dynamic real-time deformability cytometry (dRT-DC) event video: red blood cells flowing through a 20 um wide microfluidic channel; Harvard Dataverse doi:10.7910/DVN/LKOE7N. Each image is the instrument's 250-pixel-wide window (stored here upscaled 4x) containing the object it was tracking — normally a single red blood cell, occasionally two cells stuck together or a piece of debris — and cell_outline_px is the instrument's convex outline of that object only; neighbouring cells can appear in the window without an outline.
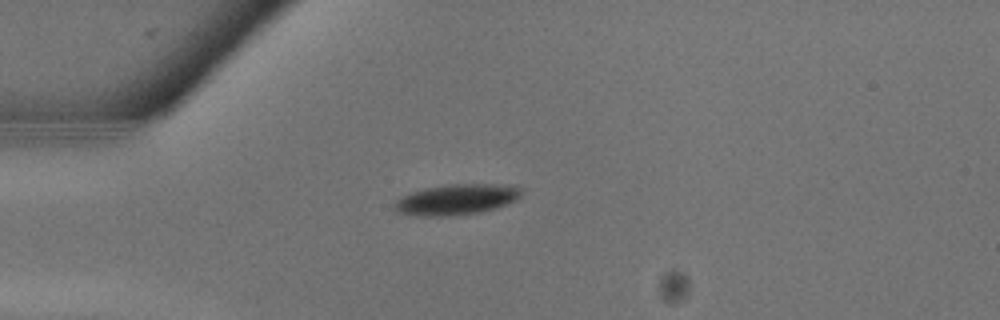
{"species": "common noctule bat (a hibernating species)", "species_latin": "Nyctalus noctula", "temperature_condition": "warm", "stored_images_in_passage": 8, "camera_frame_rate_fps": 3000, "um_per_image_px": 0.085, "animal": {"sex": "male", "body_mass_g": 13.3}, "frame": {"image": 1, "passage_image": 2, "time_ms": 0.333, "image_size_px": [1000, 320], "cell_outline_px": [[520, 196], [516, 200], [508, 204], [496, 208], [476, 212], [452, 216], [408, 216], [396, 212], [392, 208], [392, 204], [396, 200], [412, 192], [424, 188], [448, 184], [512, 184], [520, 188]], "centroid_in_image_um": [38.75, 16.96], "position_along_channel_um": 46.2, "area_um2": 22.95}}
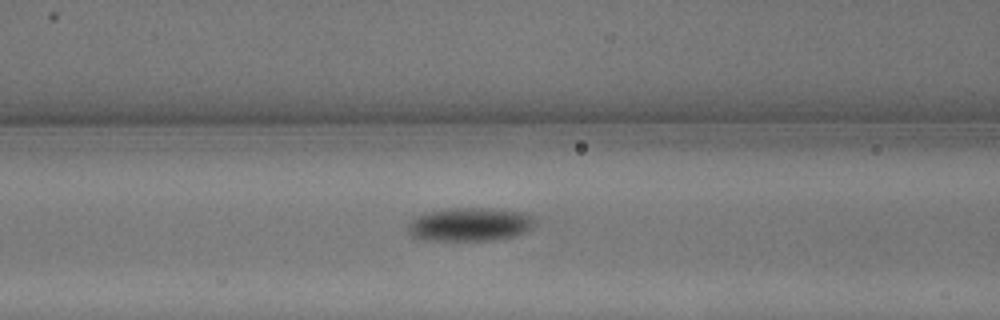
{"frame": {"image": 2, "passage_image": 6, "time_ms": 1.667, "image_size_px": [1000, 320], "cell_outline_px": [[536, 224], [528, 232], [516, 236], [488, 240], [424, 240], [412, 236], [408, 232], [408, 224], [416, 216], [428, 212], [456, 208], [492, 208], [524, 212], [536, 216]], "centroid_in_image_um": [40.02, 19.07], "position_along_channel_um": 126.6, "area_um2": 25.03}}
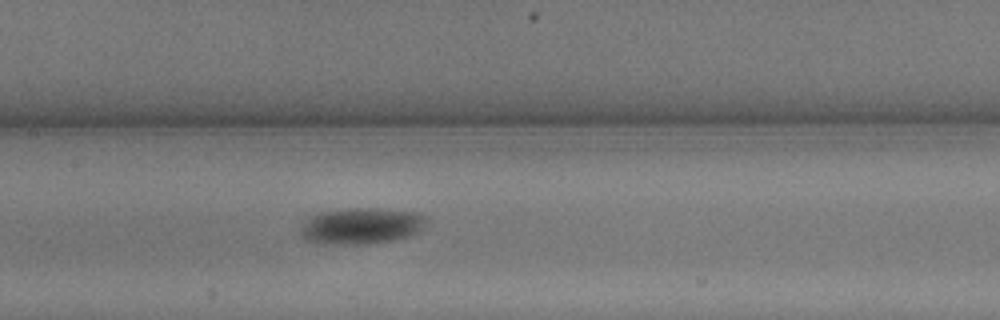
{"frame": {"image": 3, "passage_image": 8, "time_ms": 2.333, "image_size_px": [1000, 320], "cell_outline_px": [[428, 220], [420, 232], [412, 236], [392, 240], [368, 244], [324, 244], [308, 240], [300, 232], [300, 228], [312, 216], [320, 212], [344, 208], [376, 208], [416, 212], [428, 216]], "centroid_in_image_um": [30.79, 19.2], "position_along_channel_um": 176.6, "area_um2": 26.76}}